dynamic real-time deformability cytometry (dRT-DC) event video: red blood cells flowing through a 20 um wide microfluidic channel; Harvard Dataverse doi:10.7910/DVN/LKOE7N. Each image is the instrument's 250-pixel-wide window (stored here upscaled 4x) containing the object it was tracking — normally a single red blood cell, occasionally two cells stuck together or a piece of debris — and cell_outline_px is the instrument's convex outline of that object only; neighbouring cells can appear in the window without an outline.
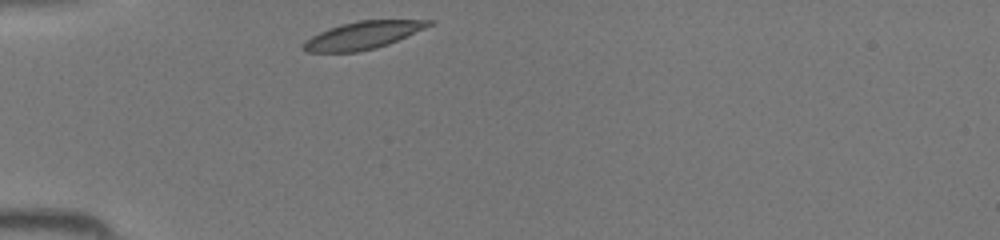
{"species": "common noctule bat (a hibernating species)", "species_latin": "Nyctalus noctula", "temperature_condition": "room temperature", "stored_images_in_passage": 26, "camera_frame_rate_fps": 3000, "um_per_image_px": 0.085, "animal": {"sex": "female", "body_mass_g": 19.5, "forearm_length_mm": 54.1}, "frame": {"image": 1, "passage_image": 1, "time_ms": 0.0, "image_size_px": [1000, 240], "cell_outline_px": [[436, 20], [432, 24], [424, 28], [388, 44], [376, 48], [356, 52], [304, 52], [300, 48], [304, 40], [328, 28], [340, 24], [356, 20]], "centroid_in_image_um": [30.76, 3.0], "position_along_channel_um": 54.2, "area_um2": 20.17}}
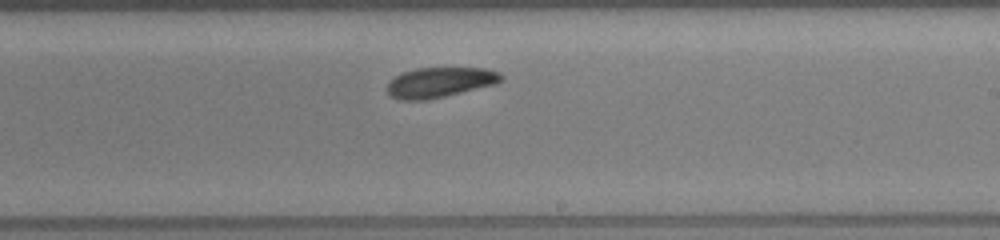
{"frame": {"image": 2, "passage_image": 15, "time_ms": 4.667, "image_size_px": [1000, 240], "cell_outline_px": [[504, 80], [496, 84], [428, 100], [400, 100], [392, 96], [388, 92], [388, 84], [396, 76], [404, 72], [416, 68], [484, 68], [496, 72], [504, 76]], "centroid_in_image_um": [37.42, 7.0], "position_along_channel_um": 251.6, "area_um2": 19.83}}
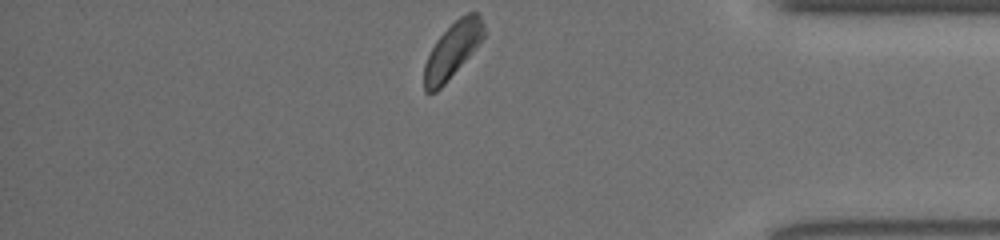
{"frame": {"image": 3, "passage_image": 26, "time_ms": 8.333, "image_size_px": [1000, 240], "cell_outline_px": [[484, 36], [468, 56], [444, 84], [436, 92], [424, 92], [424, 64], [436, 40], [460, 16], [468, 12], [480, 12], [484, 24]], "centroid_in_image_um": [38.45, 4.24], "position_along_channel_um": 396.7, "area_um2": 18.79}}